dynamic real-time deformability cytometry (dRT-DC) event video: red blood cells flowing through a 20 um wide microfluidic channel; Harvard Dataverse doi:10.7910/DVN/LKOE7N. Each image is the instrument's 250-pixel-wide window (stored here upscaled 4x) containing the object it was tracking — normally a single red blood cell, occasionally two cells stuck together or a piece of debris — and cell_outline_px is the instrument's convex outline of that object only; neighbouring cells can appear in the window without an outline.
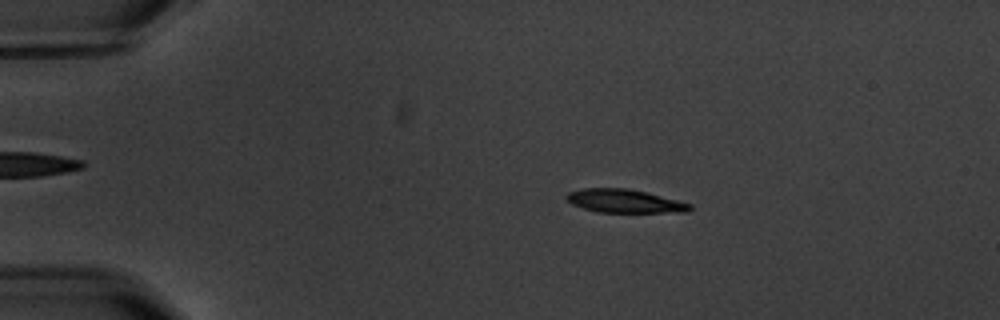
{"species": "common noctule bat (a hibernating species)", "species_latin": "Nyctalus noctula", "temperature_condition": "warm", "stored_images_in_passage": 7, "camera_frame_rate_fps": 3000, "um_per_image_px": 0.085, "animal": {"sex": "male", "body_mass_g": 20.1, "forearm_length_mm": 53.5}, "frame": {"image": 1, "passage_image": 4, "time_ms": 3.667, "image_size_px": [1000, 320], "cell_outline_px": [[692, 208], [688, 212], [596, 212], [572, 204], [564, 196], [568, 192], [584, 188], [628, 188], [648, 192], [692, 204]], "centroid_in_image_um": [53.1, 17.08], "position_along_channel_um": 31.9, "area_um2": 16.88}}